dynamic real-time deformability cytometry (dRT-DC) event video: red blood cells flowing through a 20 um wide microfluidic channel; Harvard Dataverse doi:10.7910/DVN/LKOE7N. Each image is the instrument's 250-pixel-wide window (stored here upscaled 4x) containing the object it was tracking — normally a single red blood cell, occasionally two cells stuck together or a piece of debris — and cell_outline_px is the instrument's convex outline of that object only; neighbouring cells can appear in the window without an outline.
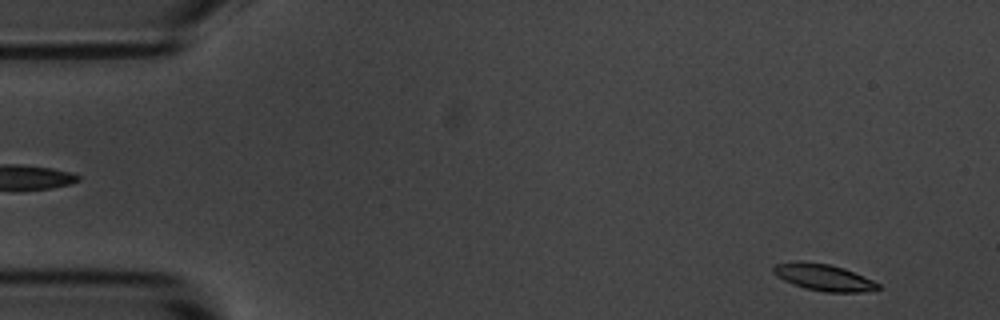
{"species": "common noctule bat (a hibernating species)", "species_latin": "Nyctalus noctula", "temperature_condition": "room temperature", "stored_images_in_passage": 4, "camera_frame_rate_fps": 3000, "um_per_image_px": 0.085, "animal": {"sex": "male", "body_mass_g": 20.1, "forearm_length_mm": 53.5}, "frame": {"image": 1, "passage_image": 4, "time_ms": 3.667, "image_size_px": [1000, 320], "cell_outline_px": [[880, 288], [860, 292], [824, 292], [804, 288], [792, 284], [776, 276], [772, 272], [772, 268], [776, 264], [828, 264], [844, 268], [864, 276], [880, 284]], "centroid_in_image_um": [70.06, 23.63], "position_along_channel_um": 14.9, "area_um2": 15.55}}